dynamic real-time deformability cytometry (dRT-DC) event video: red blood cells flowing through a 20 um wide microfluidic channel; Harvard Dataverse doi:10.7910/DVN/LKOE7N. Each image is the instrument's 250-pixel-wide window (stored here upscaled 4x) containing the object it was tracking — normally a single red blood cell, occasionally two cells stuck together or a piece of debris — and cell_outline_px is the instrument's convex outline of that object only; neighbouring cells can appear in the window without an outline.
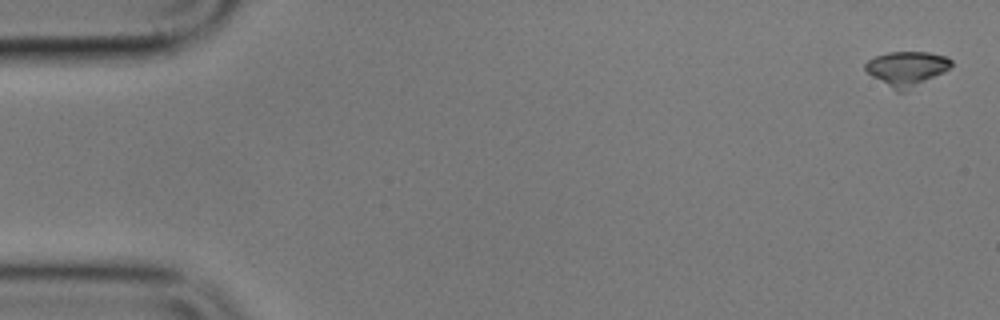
{"species": "common noctule bat (a hibernating species)", "species_latin": "Nyctalus noctula", "temperature_condition": "cold", "stored_images_in_passage": 9, "camera_frame_rate_fps": 3000, "um_per_image_px": 0.085, "animal": {"sex": "male", "body_mass_g": 17.9}, "frame": {"image": 1, "passage_image": 1, "time_ms": 0.0, "image_size_px": [1000, 320], "cell_outline_px": [[952, 64], [944, 72], [904, 92], [896, 92], [872, 76], [864, 68], [864, 64], [868, 60], [876, 56], [888, 52], [928, 52], [948, 56], [952, 60]], "centroid_in_image_um": [77.07, 5.83], "position_along_channel_um": 7.9, "area_um2": 17.34}}
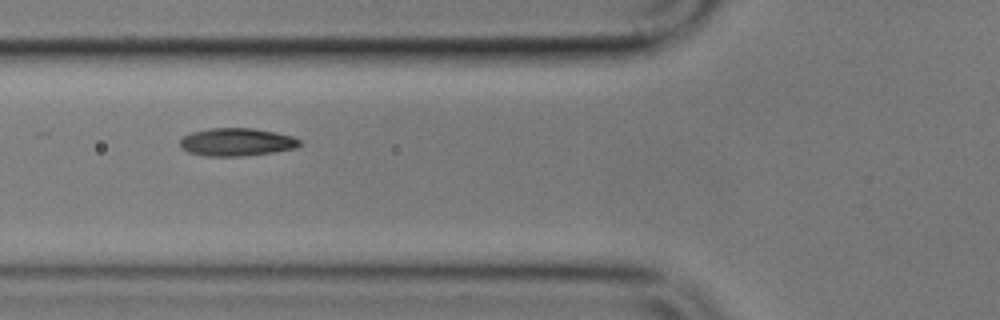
{"frame": {"image": 2, "passage_image": 7, "time_ms": 7.0, "image_size_px": [1000, 320], "cell_outline_px": [[300, 144], [296, 148], [272, 152], [240, 156], [204, 156], [188, 152], [180, 148], [180, 140], [184, 136], [192, 132], [212, 128], [252, 128], [276, 132], [292, 136], [300, 140]], "centroid_in_image_um": [20.09, 12.07], "position_along_channel_um": 105.7, "area_um2": 19.36}}
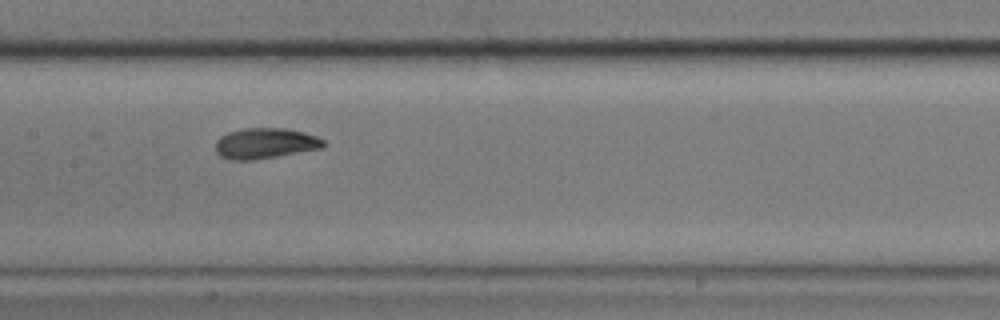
{"frame": {"image": 3, "passage_image": 9, "time_ms": 9.333, "image_size_px": [1000, 320], "cell_outline_px": [[328, 144], [324, 148], [256, 160], [228, 160], [220, 156], [216, 152], [216, 140], [220, 136], [228, 132], [244, 128], [284, 128], [304, 132], [316, 136], [324, 140]], "centroid_in_image_um": [22.56, 12.19], "position_along_channel_um": 184.8, "area_um2": 19.59}}